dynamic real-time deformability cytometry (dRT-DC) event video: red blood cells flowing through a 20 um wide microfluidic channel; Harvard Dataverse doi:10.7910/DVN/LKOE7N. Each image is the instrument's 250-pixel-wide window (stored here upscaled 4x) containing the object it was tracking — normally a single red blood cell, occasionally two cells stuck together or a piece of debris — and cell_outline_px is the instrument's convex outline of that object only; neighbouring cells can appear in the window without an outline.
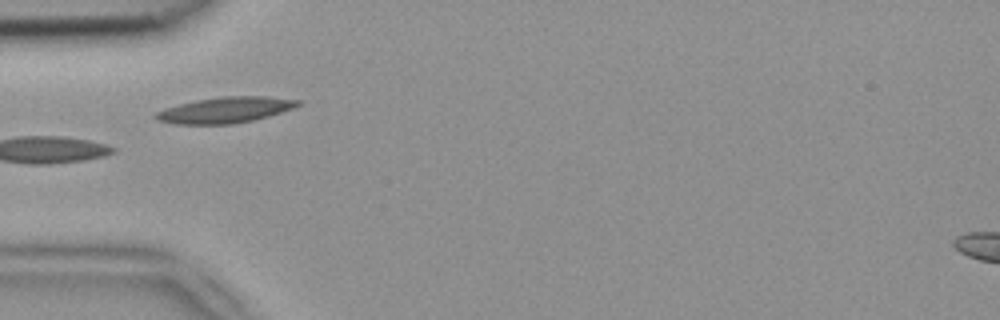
{"species": "common noctule bat (a hibernating species)", "species_latin": "Nyctalus noctula", "temperature_condition": "room temperature", "stored_images_in_passage": 36, "camera_frame_rate_fps": 3000, "um_per_image_px": 0.085, "animal": {"sex": "female", "body_mass_g": 18.4}, "frame": {"image": 1, "passage_image": 1, "time_ms": 0.0, "image_size_px": [1000, 320], "cell_outline_px": [[304, 104], [268, 116], [252, 120], [232, 124], [176, 124], [156, 120], [152, 116], [156, 112], [164, 108], [196, 100], [224, 96], [268, 96], [300, 100]], "centroid_in_image_um": [19.14, 9.34], "position_along_channel_um": 65.9, "area_um2": 21.44}}
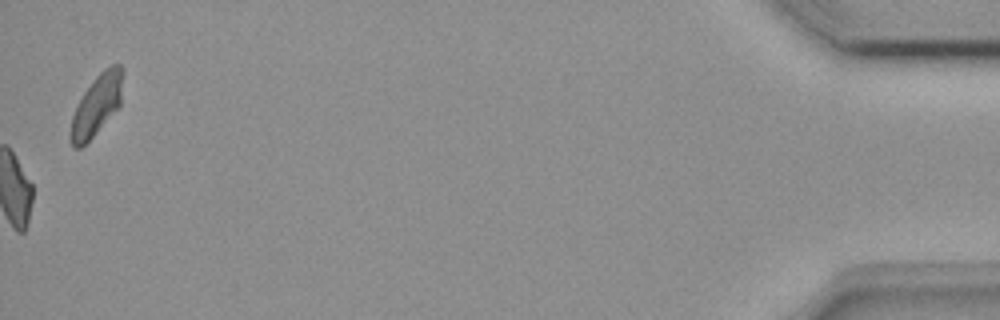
{"frame": {"image": 2, "passage_image": 36, "time_ms": 11.667, "image_size_px": [1000, 320], "cell_outline_px": [[124, 72], [120, 104], [96, 132], [80, 148], [72, 148], [72, 116], [76, 104], [84, 92], [96, 76], [104, 68], [112, 64], [120, 64], [124, 68]], "centroid_in_image_um": [8.25, 8.84], "position_along_channel_um": 426.9, "area_um2": 18.03}, "authors_computed_cell_mechanics": {"area_um2": 18.1492, "velocity_mm_per_s": 3.9122, "shape_relaxation_time_tau1_ms": null, "shape_relaxation_time_tau2_ms": 4.7484, "deformation_change_tau1": null, "deformation_change_tau2": 0.0922}}